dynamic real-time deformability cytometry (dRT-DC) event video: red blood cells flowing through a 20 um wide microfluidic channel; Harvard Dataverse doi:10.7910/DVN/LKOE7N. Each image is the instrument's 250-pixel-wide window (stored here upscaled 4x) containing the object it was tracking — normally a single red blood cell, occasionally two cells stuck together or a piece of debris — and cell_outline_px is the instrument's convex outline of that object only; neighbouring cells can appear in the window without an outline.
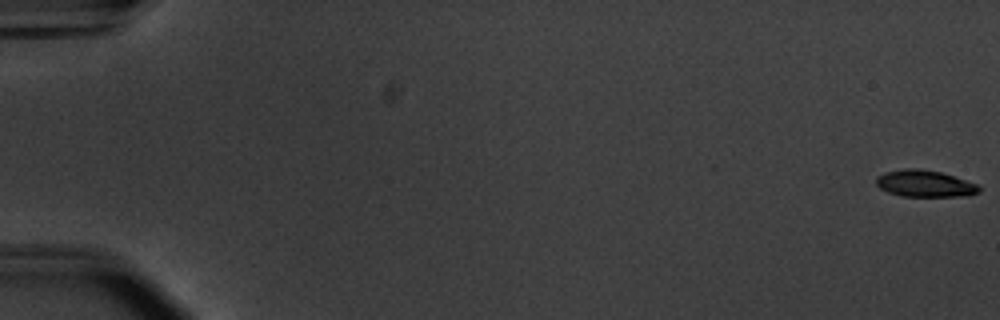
{"species": "common noctule bat (a hibernating species)", "species_latin": "Nyctalus noctula", "temperature_condition": "warm", "stored_images_in_passage": 13, "camera_frame_rate_fps": 3000, "um_per_image_px": 0.085, "animal": {"sex": "male", "body_mass_g": 20.1, "forearm_length_mm": 53.5}, "frame": {"image": 1, "passage_image": 1, "time_ms": 0.0, "image_size_px": [1000, 320], "cell_outline_px": [[980, 192], [968, 196], [904, 196], [888, 192], [880, 188], [876, 184], [876, 176], [884, 172], [904, 168], [916, 168], [940, 172], [976, 184], [980, 188]], "centroid_in_image_um": [78.57, 15.6], "position_along_channel_um": 6.4, "area_um2": 15.9}}